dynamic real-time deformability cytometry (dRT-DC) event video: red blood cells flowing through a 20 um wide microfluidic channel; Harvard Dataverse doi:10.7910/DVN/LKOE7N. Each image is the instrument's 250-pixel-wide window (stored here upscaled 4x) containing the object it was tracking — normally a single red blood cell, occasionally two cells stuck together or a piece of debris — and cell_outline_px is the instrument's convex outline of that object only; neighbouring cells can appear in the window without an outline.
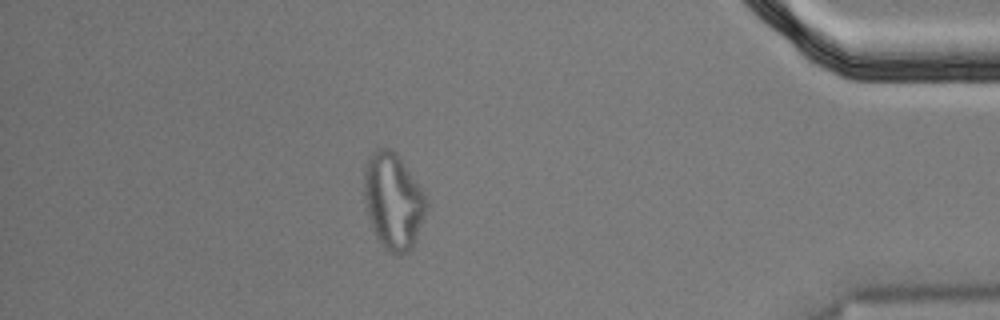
{"species": "Egyptian fruit bat (a non-hibernating species)", "species_latin": "Rousettus aegyptiacus", "temperature_condition": "cold", "stored_images_in_passage": 53, "segment_of_instrument_passage": [2, 2], "camera_frame_rate_fps": 3000, "um_per_image_px": 0.085, "animal": {"sex": "male"}, "frame": {"image": 1, "passage_image": 46, "time_ms": 15.0, "image_size_px": [1000, 320], "cell_outline_px": [[428, 208], [416, 240], [412, 248], [408, 252], [400, 256], [384, 248], [376, 236], [368, 216], [364, 196], [364, 164], [372, 152], [376, 148], [392, 148], [396, 152], [420, 188], [428, 204]], "centroid_in_image_um": [33.41, 17.09], "position_along_channel_um": 401.8, "area_um2": 34.8}}